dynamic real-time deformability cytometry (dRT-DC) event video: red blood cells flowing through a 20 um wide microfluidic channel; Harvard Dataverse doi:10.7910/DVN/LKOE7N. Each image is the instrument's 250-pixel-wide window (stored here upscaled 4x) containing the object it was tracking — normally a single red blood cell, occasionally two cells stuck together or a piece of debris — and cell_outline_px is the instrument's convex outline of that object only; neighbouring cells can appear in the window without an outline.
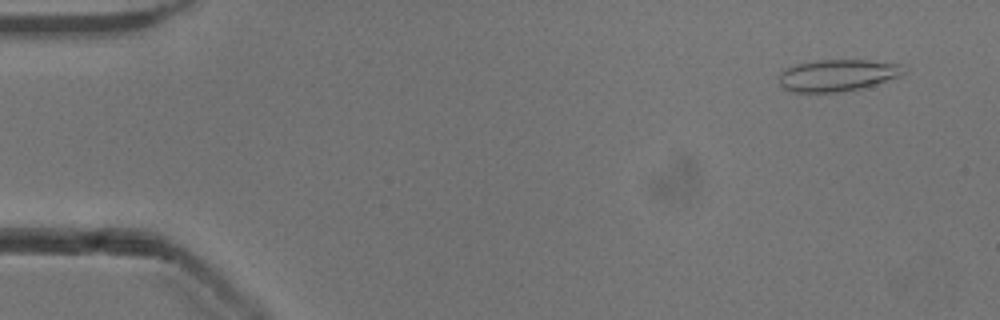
{"species": "common noctule bat (a hibernating species)", "species_latin": "Nyctalus noctula", "temperature_condition": "cold", "stored_images_in_passage": 54, "segment_of_instrument_passage": [1, 2], "camera_frame_rate_fps": 3000, "um_per_image_px": 0.085, "animal": {"sex": "male", "body_mass_g": 13.3}, "frame": {"image": 1, "passage_image": 4, "time_ms": 1.0, "image_size_px": [1000, 320], "cell_outline_px": [[908, 72], [900, 76], [860, 88], [840, 92], [792, 92], [784, 88], [780, 84], [780, 72], [784, 68], [796, 64], [816, 60], [868, 60], [900, 64]], "centroid_in_image_um": [71.17, 6.39], "position_along_channel_um": 13.8, "area_um2": 23.06}}
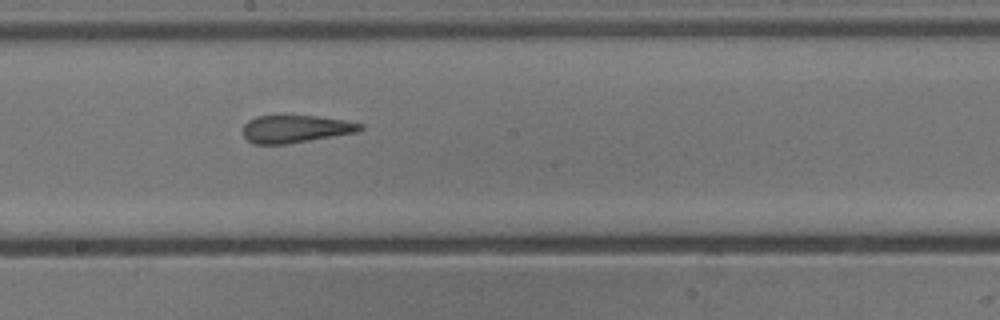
{"frame": {"image": 2, "passage_image": 29, "time_ms": 9.333, "image_size_px": [1000, 320], "cell_outline_px": [[364, 128], [356, 132], [288, 144], [256, 144], [248, 140], [244, 136], [244, 124], [248, 120], [256, 116], [316, 116], [348, 120], [364, 124]], "centroid_in_image_um": [25.15, 10.95], "position_along_channel_um": 223.0, "area_um2": 18.79}}
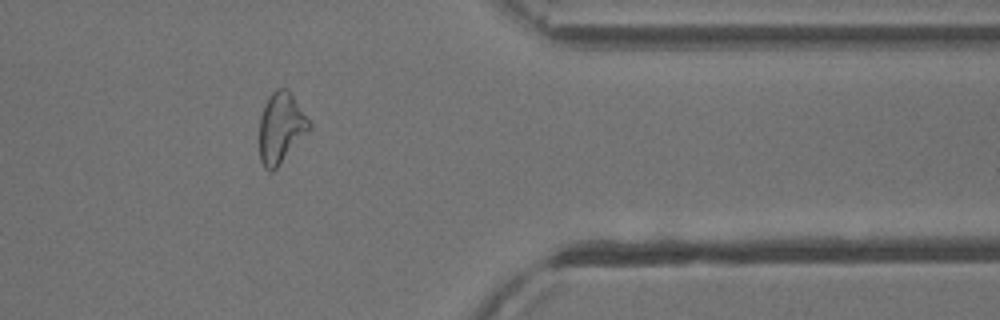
{"frame": {"image": 3, "passage_image": 43, "time_ms": 14.0, "image_size_px": [1000, 320], "cell_outline_px": [[312, 128], [276, 168], [272, 172], [264, 168], [260, 160], [260, 116], [264, 104], [268, 96], [276, 88], [288, 88], [312, 124]], "centroid_in_image_um": [23.89, 10.84], "position_along_channel_um": 387.5, "area_um2": 20.58}}